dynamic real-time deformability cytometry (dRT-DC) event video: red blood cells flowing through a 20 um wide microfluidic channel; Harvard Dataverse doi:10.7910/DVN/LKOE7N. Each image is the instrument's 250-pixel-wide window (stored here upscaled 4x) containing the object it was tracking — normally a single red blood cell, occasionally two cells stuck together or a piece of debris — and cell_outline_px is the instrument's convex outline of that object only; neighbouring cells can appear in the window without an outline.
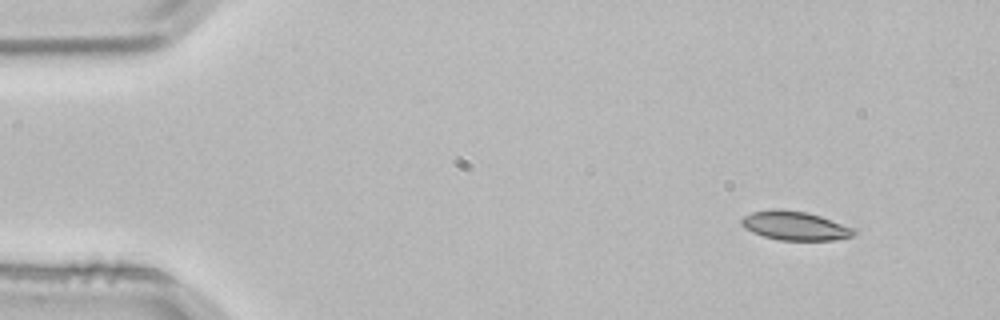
{"species": "common noctule bat (a hibernating species)", "species_latin": "Nyctalus noctula", "temperature_condition": "room temperature", "stored_images_in_passage": 2, "camera_frame_rate_fps": 3000, "um_per_image_px": 0.085, "animal": {"sex": "male", "body_mass_g": 21.5, "forearm_length_mm": 52.0}, "frame": {"image": 1, "passage_image": 2, "time_ms": 0.333, "image_size_px": [1000, 320], "cell_outline_px": [[856, 232], [852, 236], [836, 240], [780, 240], [764, 236], [752, 232], [744, 228], [740, 224], [740, 220], [744, 216], [752, 212], [772, 208], [780, 208], [808, 212], [856, 228]], "centroid_in_image_um": [67.56, 19.17], "position_along_channel_um": 17.4, "area_um2": 19.19}}